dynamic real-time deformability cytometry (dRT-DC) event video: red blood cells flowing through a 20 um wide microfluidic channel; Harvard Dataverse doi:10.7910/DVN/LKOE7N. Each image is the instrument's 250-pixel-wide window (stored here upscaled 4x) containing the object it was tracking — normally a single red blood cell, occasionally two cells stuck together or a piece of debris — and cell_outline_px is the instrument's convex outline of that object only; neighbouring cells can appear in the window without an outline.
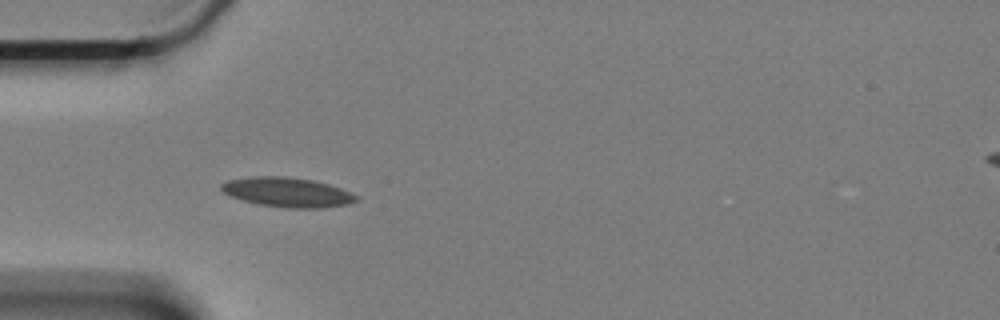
{"species": "Egyptian fruit bat (a non-hibernating species)", "species_latin": "Rousettus aegyptiacus", "temperature_condition": "cold", "stored_images_in_passage": 17, "camera_frame_rate_fps": 3000, "um_per_image_px": 0.085, "animal": {"sex": "female"}, "frame": {"image": 1, "passage_image": 1, "time_ms": 0.0, "image_size_px": [1000, 320], "cell_outline_px": [[360, 196], [356, 200], [348, 204], [320, 208], [284, 208], [260, 204], [244, 200], [232, 196], [224, 192], [220, 188], [220, 184], [228, 180], [252, 176], [284, 176], [312, 180], [328, 184], [340, 188]], "centroid_in_image_um": [24.43, 16.34], "position_along_channel_um": 60.6, "area_um2": 23.12}}
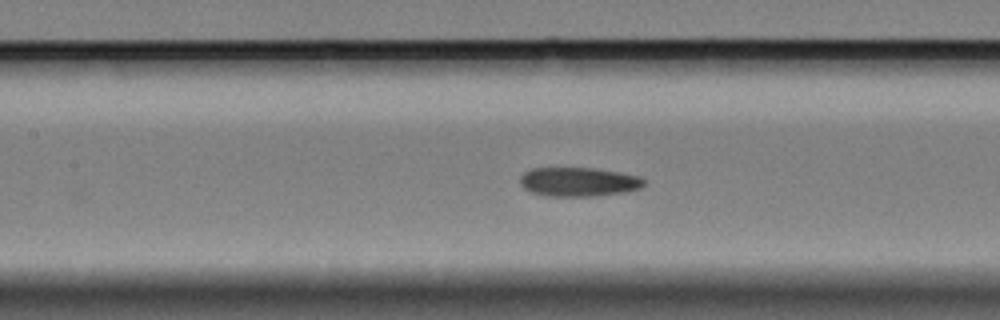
{"frame": {"image": 2, "passage_image": 10, "time_ms": 3.0, "image_size_px": [1000, 320], "cell_outline_px": [[644, 184], [640, 188], [624, 192], [592, 196], [544, 196], [532, 192], [524, 188], [520, 184], [520, 176], [524, 172], [532, 168], [596, 168], [620, 172], [640, 176], [644, 180]], "centroid_in_image_um": [49.16, 15.45], "position_along_channel_um": 158.2, "area_um2": 21.04}}
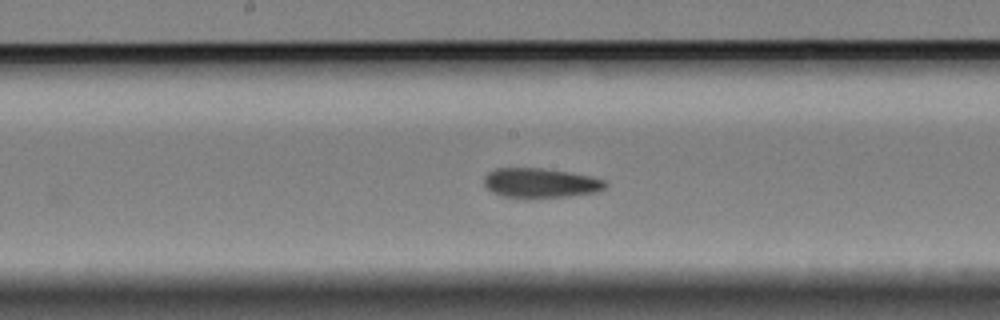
{"frame": {"image": 3, "passage_image": 14, "time_ms": 4.333, "image_size_px": [1000, 320], "cell_outline_px": [[608, 184], [604, 188], [596, 192], [568, 196], [528, 200], [504, 196], [492, 192], [484, 184], [484, 176], [488, 172], [496, 168], [544, 168], [592, 176], [604, 180]], "centroid_in_image_um": [45.92, 15.57], "position_along_channel_um": 202.3, "area_um2": 21.39}}